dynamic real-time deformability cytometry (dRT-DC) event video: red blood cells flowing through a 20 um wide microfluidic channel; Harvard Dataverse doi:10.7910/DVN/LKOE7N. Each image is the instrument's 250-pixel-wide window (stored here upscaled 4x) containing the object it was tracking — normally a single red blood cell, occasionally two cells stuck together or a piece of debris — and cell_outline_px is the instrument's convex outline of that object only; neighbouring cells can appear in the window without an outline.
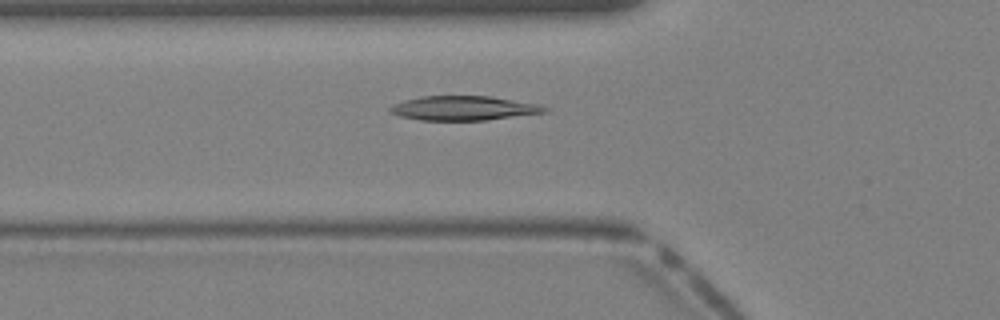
{"species": "Egyptian fruit bat (a non-hibernating species)", "species_latin": "Rousettus aegyptiacus", "temperature_condition": "warm", "stored_images_in_passage": 40, "camera_frame_rate_fps": 3000, "um_per_image_px": 0.085, "animal": {"sex": "female"}, "frame": {"image": 1, "passage_image": 14, "time_ms": 4.333, "image_size_px": [1000, 320], "cell_outline_px": [[548, 112], [488, 120], [420, 120], [400, 116], [388, 112], [388, 108], [404, 100], [420, 96], [488, 96], [536, 104], [548, 108]], "centroid_in_image_um": [39.38, 9.2], "position_along_channel_um": 86.4, "area_um2": 21.79}}
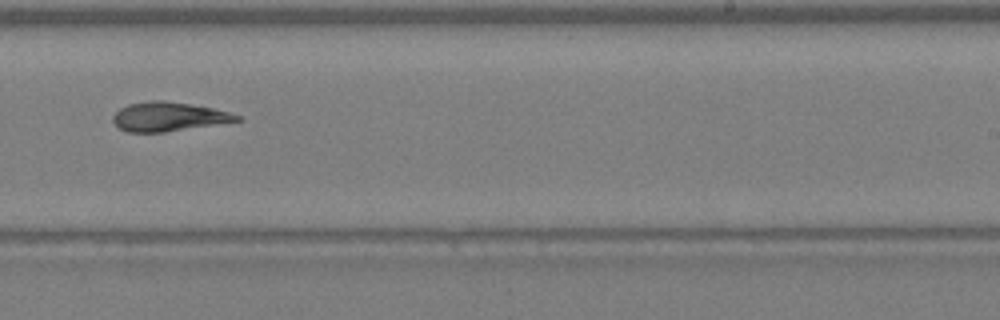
{"frame": {"image": 2, "passage_image": 25, "time_ms": 8.0, "image_size_px": [1000, 320], "cell_outline_px": [[240, 120], [164, 132], [128, 132], [120, 128], [112, 120], [112, 116], [120, 108], [128, 104], [156, 100], [164, 100], [212, 108], [228, 112], [240, 116]], "centroid_in_image_um": [14.27, 9.91], "position_along_channel_um": 274.7, "area_um2": 20.52}}
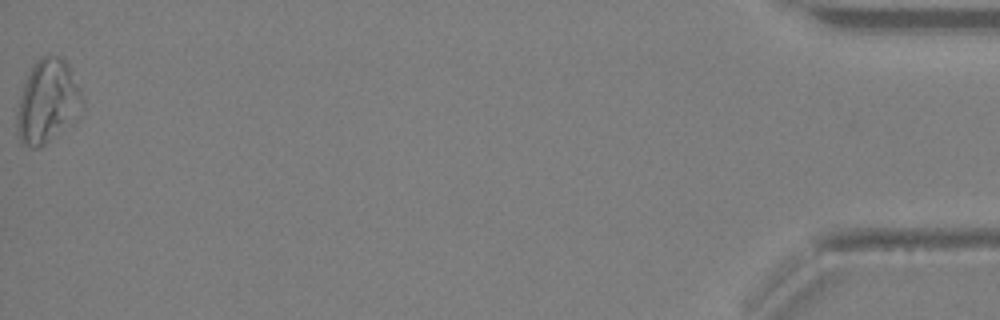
{"frame": {"image": 3, "passage_image": 40, "time_ms": 13.0, "image_size_px": [1000, 320], "cell_outline_px": [[84, 108], [44, 144], [36, 148], [32, 148], [20, 144], [16, 128], [16, 116], [20, 96], [24, 84], [36, 60], [40, 56], [60, 56], [68, 64], [84, 100]], "centroid_in_image_um": [4.01, 8.62], "position_along_channel_um": 431.2, "area_um2": 31.1}}